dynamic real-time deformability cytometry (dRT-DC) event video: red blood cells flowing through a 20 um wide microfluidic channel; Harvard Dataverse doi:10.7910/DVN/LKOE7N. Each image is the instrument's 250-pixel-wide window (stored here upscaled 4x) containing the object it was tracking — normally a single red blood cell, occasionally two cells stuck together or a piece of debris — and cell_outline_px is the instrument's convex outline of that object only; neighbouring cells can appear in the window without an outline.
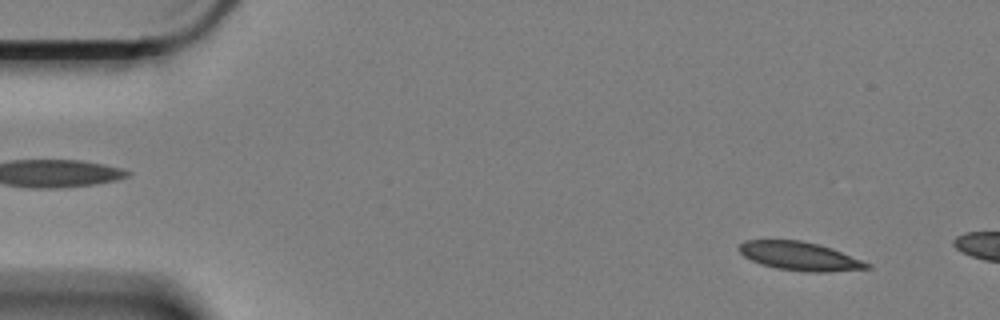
{"species": "Egyptian fruit bat (a non-hibernating species)", "species_latin": "Rousettus aegyptiacus", "temperature_condition": "cold", "stored_images_in_passage": 9, "camera_frame_rate_fps": 3000, "um_per_image_px": 0.085, "animal": {"sex": "female"}, "frame": {"image": 1, "passage_image": 4, "time_ms": 1.0, "image_size_px": [1000, 320], "cell_outline_px": [[872, 268], [824, 272], [808, 272], [776, 268], [760, 264], [744, 256], [736, 248], [744, 240], [800, 240], [816, 244], [840, 252], [872, 264]], "centroid_in_image_um": [67.93, 21.78], "position_along_channel_um": 17.1, "area_um2": 21.04}}